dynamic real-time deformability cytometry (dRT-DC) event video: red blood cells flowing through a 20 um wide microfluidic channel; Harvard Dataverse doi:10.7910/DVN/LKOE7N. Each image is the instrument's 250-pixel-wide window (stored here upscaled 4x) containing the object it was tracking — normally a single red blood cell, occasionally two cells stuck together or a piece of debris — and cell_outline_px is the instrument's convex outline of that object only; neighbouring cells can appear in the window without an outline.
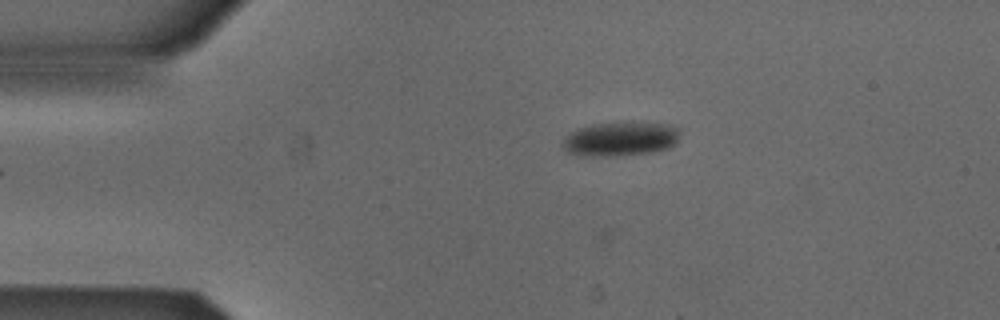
{"species": "Egyptian fruit bat (a non-hibernating species)", "species_latin": "Rousettus aegyptiacus", "temperature_condition": "cold", "stored_images_in_passage": 6, "camera_frame_rate_fps": 3000, "um_per_image_px": 0.085, "animal": {"sex": "male"}, "frame": {"image": 1, "passage_image": 4, "time_ms": 1.0, "image_size_px": [1000, 320], "cell_outline_px": [[680, 132], [676, 144], [668, 148], [652, 152], [616, 156], [576, 156], [568, 152], [560, 144], [572, 132], [580, 128], [592, 124], [664, 124], [676, 128]], "centroid_in_image_um": [52.71, 11.86], "position_along_channel_um": 32.3, "area_um2": 22.77}}